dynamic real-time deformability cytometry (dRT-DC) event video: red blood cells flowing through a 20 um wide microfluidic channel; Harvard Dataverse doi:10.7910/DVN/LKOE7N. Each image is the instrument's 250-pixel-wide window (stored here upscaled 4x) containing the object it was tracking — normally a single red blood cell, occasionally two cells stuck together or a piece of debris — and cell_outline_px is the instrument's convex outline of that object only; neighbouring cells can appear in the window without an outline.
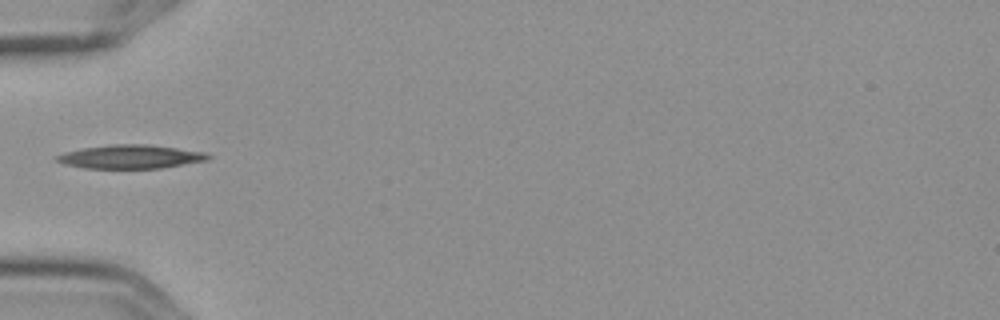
{"species": "Egyptian fruit bat (a non-hibernating species)", "species_latin": "Rousettus aegyptiacus", "temperature_condition": "cold", "stored_images_in_passage": 1, "camera_frame_rate_fps": 3000, "um_per_image_px": 0.085, "frame": {"image": 1, "passage_image": 1, "time_ms": 0.0, "image_size_px": [1000, 320], "cell_outline_px": [[212, 156], [208, 160], [160, 168], [84, 168], [64, 164], [56, 160], [56, 156], [64, 152], [84, 148], [108, 144], [148, 144], [204, 152]], "centroid_in_image_um": [11.09, 13.31], "position_along_channel_um": 73.9, "area_um2": 20.75}}